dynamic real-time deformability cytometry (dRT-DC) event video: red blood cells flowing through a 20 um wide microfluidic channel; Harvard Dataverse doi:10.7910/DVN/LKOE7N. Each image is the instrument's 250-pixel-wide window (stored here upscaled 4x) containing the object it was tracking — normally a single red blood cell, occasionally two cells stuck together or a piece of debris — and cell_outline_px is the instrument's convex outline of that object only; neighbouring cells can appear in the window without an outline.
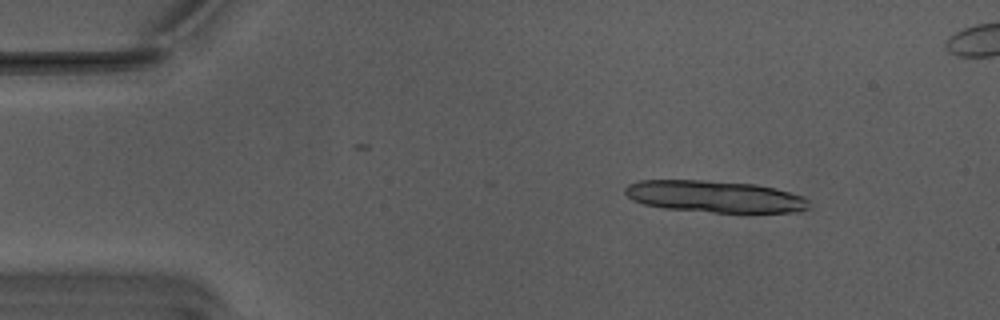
{"species": "Egyptian fruit bat (a non-hibernating species)", "species_latin": "Rousettus aegyptiacus", "temperature_condition": "warm", "stored_images_in_passage": 15, "camera_frame_rate_fps": 3000, "um_per_image_px": 0.085, "animal": {"sex": "male"}, "frame": {"image": 1, "passage_image": 7, "time_ms": 2.0, "image_size_px": [1000, 320], "cell_outline_px": [[808, 208], [796, 212], [712, 212], [664, 208], [644, 204], [632, 200], [624, 192], [624, 188], [628, 184], [640, 180], [700, 180], [756, 184], [776, 188], [804, 196], [808, 200]], "centroid_in_image_um": [60.74, 16.7], "position_along_channel_um": 24.3, "area_um2": 34.04}}